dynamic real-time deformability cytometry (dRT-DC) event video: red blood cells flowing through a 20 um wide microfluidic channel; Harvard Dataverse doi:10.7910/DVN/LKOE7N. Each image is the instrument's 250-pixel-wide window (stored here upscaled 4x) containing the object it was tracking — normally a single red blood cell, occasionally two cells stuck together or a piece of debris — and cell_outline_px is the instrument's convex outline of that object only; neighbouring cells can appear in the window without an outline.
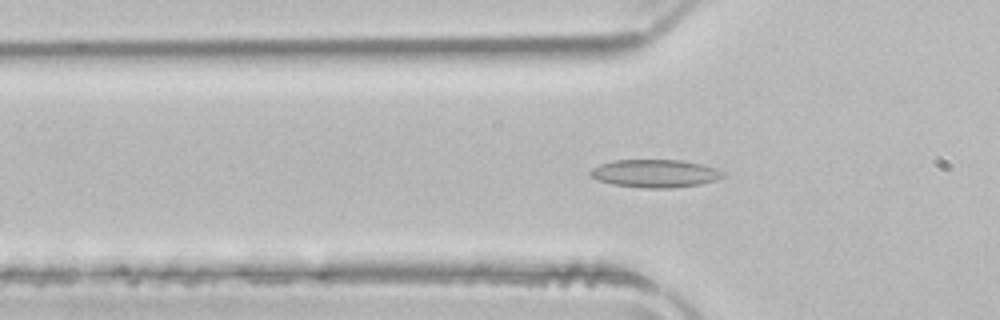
{"species": "common noctule bat (a hibernating species)", "species_latin": "Nyctalus noctula", "temperature_condition": "room temperature", "stored_images_in_passage": 53, "camera_frame_rate_fps": 3000, "um_per_image_px": 0.085, "animal": {"sex": "male", "body_mass_g": 21.5, "forearm_length_mm": 52.0}, "frame": {"image": 1, "passage_image": 17, "time_ms": 5.333, "image_size_px": [1000, 320], "cell_outline_px": [[724, 176], [716, 180], [700, 184], [672, 188], [644, 188], [612, 184], [596, 180], [588, 176], [588, 172], [592, 168], [600, 164], [612, 160], [680, 160], [700, 164], [716, 168], [724, 172]], "centroid_in_image_um": [55.63, 14.75], "position_along_channel_um": 70.2, "area_um2": 21.73}}
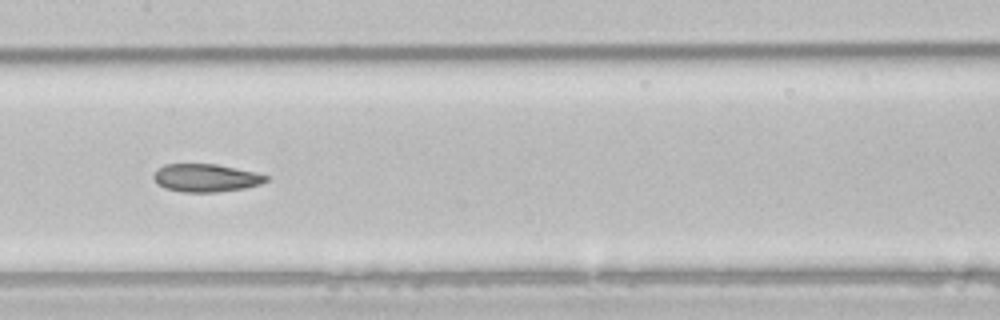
{"frame": {"image": 2, "passage_image": 26, "time_ms": 8.333, "image_size_px": [1000, 320], "cell_outline_px": [[268, 180], [260, 184], [244, 188], [216, 192], [184, 192], [164, 188], [156, 184], [152, 176], [156, 168], [164, 164], [216, 164], [256, 172], [268, 176]], "centroid_in_image_um": [17.45, 15.11], "position_along_channel_um": 190.0, "area_um2": 18.44}}
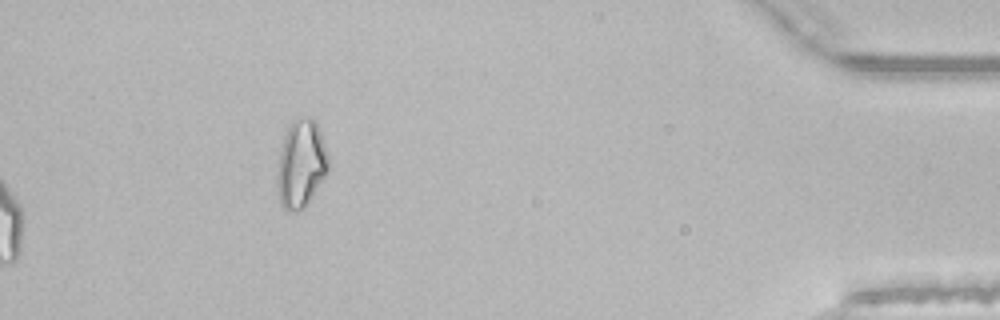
{"frame": {"image": 3, "passage_image": 53, "time_ms": 17.333, "image_size_px": [1000, 320], "cell_outline_px": [[328, 172], [308, 204], [304, 208], [296, 212], [288, 212], [280, 204], [276, 184], [276, 172], [280, 148], [284, 136], [292, 120], [308, 116], [312, 116], [320, 132], [328, 152]], "centroid_in_image_um": [25.57, 13.96], "position_along_channel_um": 409.6, "area_um2": 26.65}, "authors_computed_cell_mechanics": {"area_um2": 20.9236, "velocity_mm_per_s": 3.9603, "shape_relaxation_time_tau1_ms": 6.0075, "shape_relaxation_time_tau2_ms": 2.8898, "deformation_change_tau1": 0.1611, "deformation_change_tau2": 0.0975}}